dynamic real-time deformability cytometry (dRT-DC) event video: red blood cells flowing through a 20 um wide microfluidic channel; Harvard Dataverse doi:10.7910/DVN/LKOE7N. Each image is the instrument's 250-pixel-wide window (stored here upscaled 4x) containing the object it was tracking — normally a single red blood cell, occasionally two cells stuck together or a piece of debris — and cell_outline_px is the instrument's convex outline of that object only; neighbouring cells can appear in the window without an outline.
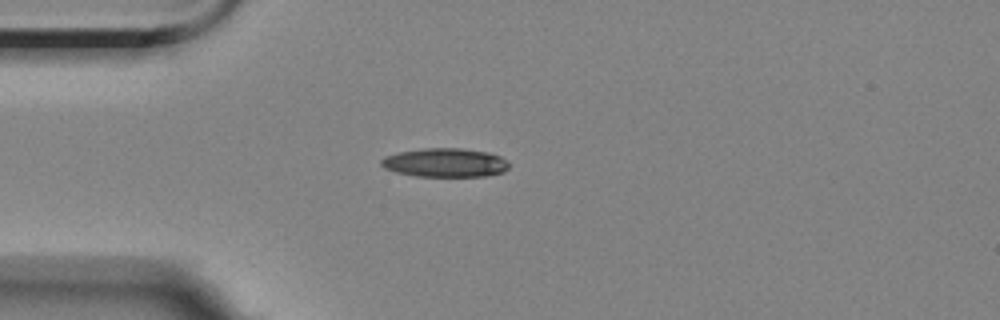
{"species": "Egyptian fruit bat (a non-hibernating species)", "species_latin": "Rousettus aegyptiacus", "temperature_condition": "room temperature", "stored_images_in_passage": 12, "camera_frame_rate_fps": 3000, "um_per_image_px": 0.085, "animal": {"sex": "female"}, "frame": {"image": 1, "passage_image": 3, "time_ms": 3.333, "image_size_px": [1000, 320], "cell_outline_px": [[508, 168], [504, 172], [484, 176], [416, 176], [396, 172], [384, 168], [380, 164], [380, 160], [384, 156], [400, 152], [424, 148], [460, 148], [488, 152], [500, 156], [508, 160]], "centroid_in_image_um": [37.84, 13.82], "position_along_channel_um": 47.2, "area_um2": 21.5}}
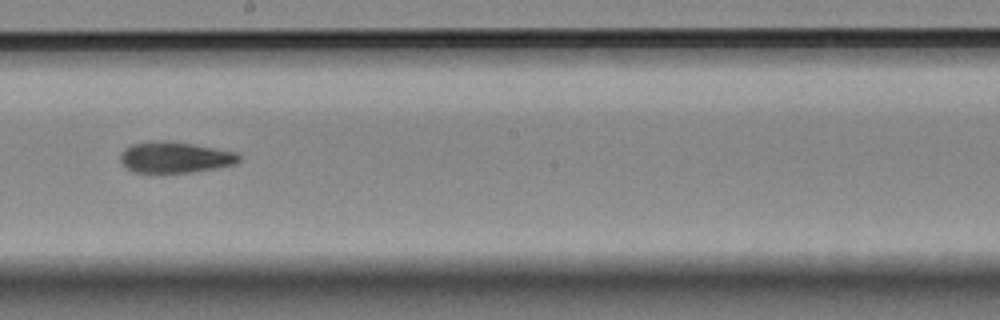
{"frame": {"image": 2, "passage_image": 8, "time_ms": 9.0, "image_size_px": [1000, 320], "cell_outline_px": [[240, 160], [236, 164], [216, 168], [192, 172], [136, 172], [128, 168], [120, 160], [120, 152], [124, 148], [132, 144], [156, 140], [164, 140], [192, 144], [236, 152], [240, 156]], "centroid_in_image_um": [14.87, 13.36], "position_along_channel_um": 233.3, "area_um2": 21.33}}
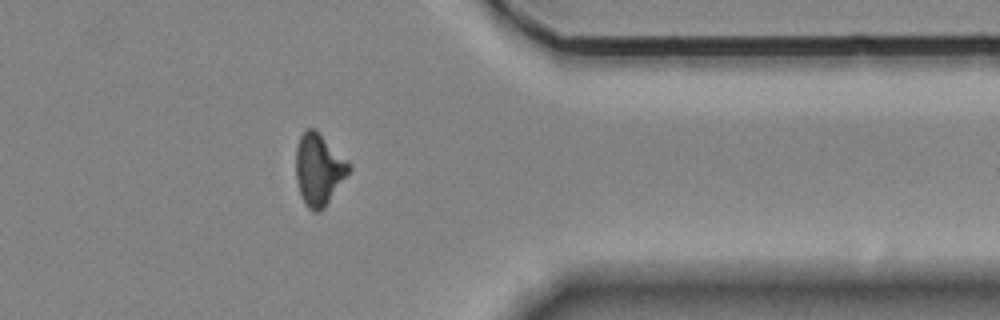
{"frame": {"image": 3, "passage_image": 12, "time_ms": 13.667, "image_size_px": [1000, 320], "cell_outline_px": [[352, 168], [324, 208], [320, 212], [312, 212], [308, 208], [300, 192], [296, 180], [296, 148], [300, 136], [308, 128], [312, 128]], "centroid_in_image_um": [27.05, 14.47], "position_along_channel_um": 384.3, "area_um2": 21.15}, "authors_computed_cell_mechanics": {"area_um2": 21.2415, "velocity_mm_per_s": 3.5122, "shape_relaxation_time_tau1_ms": null, "shape_relaxation_time_tau2_ms": 7.5423, "deformation_change_tau1": null, "deformation_change_tau2": 0.1465}}